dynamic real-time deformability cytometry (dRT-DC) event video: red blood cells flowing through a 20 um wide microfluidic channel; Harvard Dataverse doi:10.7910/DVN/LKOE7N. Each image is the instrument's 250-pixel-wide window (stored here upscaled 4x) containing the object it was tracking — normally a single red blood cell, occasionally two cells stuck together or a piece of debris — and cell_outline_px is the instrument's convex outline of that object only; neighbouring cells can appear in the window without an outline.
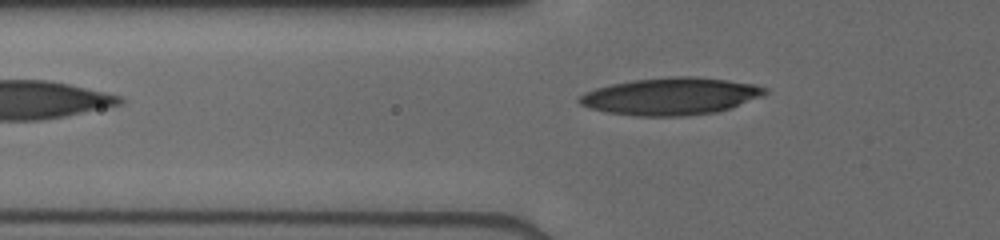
{"species": "human", "species_latin": "Homo sapiens", "temperature_condition": "cold", "stored_images_in_passage": 4, "camera_frame_rate_fps": 3000, "um_per_image_px": 0.085, "donor": {"sex": "male"}, "frame": {"image": 1, "passage_image": 4, "time_ms": 2.0, "image_size_px": [1000, 240], "cell_outline_px": [[768, 92], [764, 96], [732, 108], [716, 112], [680, 116], [636, 116], [608, 112], [592, 108], [580, 104], [576, 100], [584, 92], [596, 88], [612, 84], [632, 80], [672, 76], [696, 76], [728, 80], [752, 84], [768, 88]], "centroid_in_image_um": [57.06, 8.18], "position_along_channel_um": 68.7, "area_um2": 40.4}}